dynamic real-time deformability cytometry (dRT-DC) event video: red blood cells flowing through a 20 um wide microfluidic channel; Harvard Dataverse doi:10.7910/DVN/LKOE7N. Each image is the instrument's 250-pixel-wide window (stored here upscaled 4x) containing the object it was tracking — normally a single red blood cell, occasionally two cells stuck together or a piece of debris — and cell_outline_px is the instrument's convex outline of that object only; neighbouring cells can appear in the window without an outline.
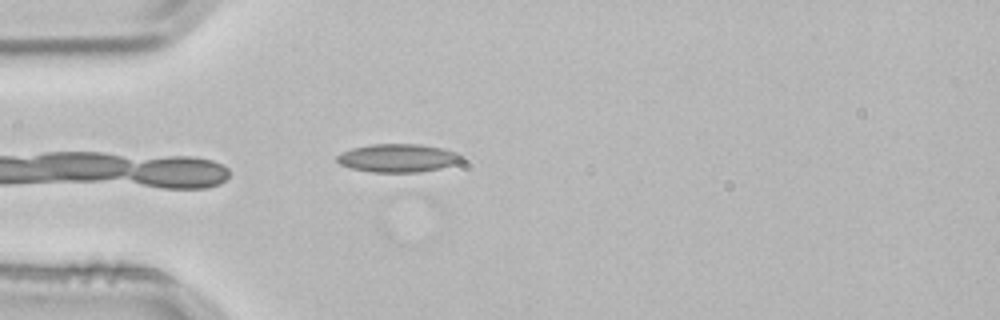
{"species": "common noctule bat (a hibernating species)", "species_latin": "Nyctalus noctula", "temperature_condition": "room temperature", "stored_images_in_passage": 4, "camera_frame_rate_fps": 3000, "um_per_image_px": 0.085, "animal": {"sex": "male", "body_mass_g": 21.5, "forearm_length_mm": 52.0}, "frame": {"image": 1, "passage_image": 4, "time_ms": 1.0, "image_size_px": [1000, 320], "cell_outline_px": [[468, 156], [464, 160], [440, 168], [420, 172], [372, 172], [352, 168], [340, 164], [336, 160], [336, 156], [340, 152], [352, 148], [372, 144], [420, 144], [444, 148], [460, 152]], "centroid_in_image_um": [33.89, 13.42], "position_along_channel_um": 51.1, "area_um2": 20.81}}